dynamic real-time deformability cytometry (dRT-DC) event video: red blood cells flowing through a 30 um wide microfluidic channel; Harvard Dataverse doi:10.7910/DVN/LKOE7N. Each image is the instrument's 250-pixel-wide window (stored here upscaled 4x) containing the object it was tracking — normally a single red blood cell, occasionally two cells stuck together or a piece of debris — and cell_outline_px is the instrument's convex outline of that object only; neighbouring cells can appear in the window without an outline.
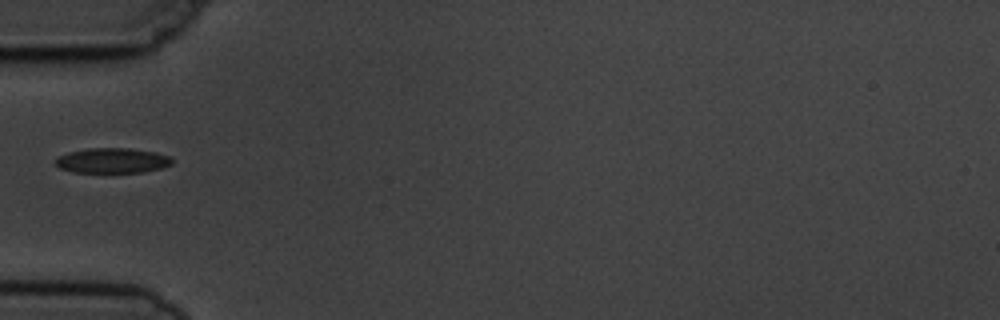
{"species": "common noctule bat (a hibernating species)", "species_latin": "Nyctalus noctula", "temperature_condition": "cold", "stored_images_in_passage": 2, "camera_frame_rate_fps": 3000, "um_per_image_px": 0.085, "animal": {"sex": "male", "body_mass_g": 19.5, "forearm_length_mm": 54.6}, "frame": {"image": 1, "passage_image": 2, "time_ms": 2.0, "image_size_px": [1000, 320], "cell_outline_px": [[172, 164], [160, 168], [144, 172], [72, 172], [60, 168], [52, 164], [56, 156], [68, 152], [92, 148], [128, 148], [156, 152], [168, 156], [172, 160]], "centroid_in_image_um": [9.48, 13.65], "position_along_channel_um": 75.5, "area_um2": 17.11}}